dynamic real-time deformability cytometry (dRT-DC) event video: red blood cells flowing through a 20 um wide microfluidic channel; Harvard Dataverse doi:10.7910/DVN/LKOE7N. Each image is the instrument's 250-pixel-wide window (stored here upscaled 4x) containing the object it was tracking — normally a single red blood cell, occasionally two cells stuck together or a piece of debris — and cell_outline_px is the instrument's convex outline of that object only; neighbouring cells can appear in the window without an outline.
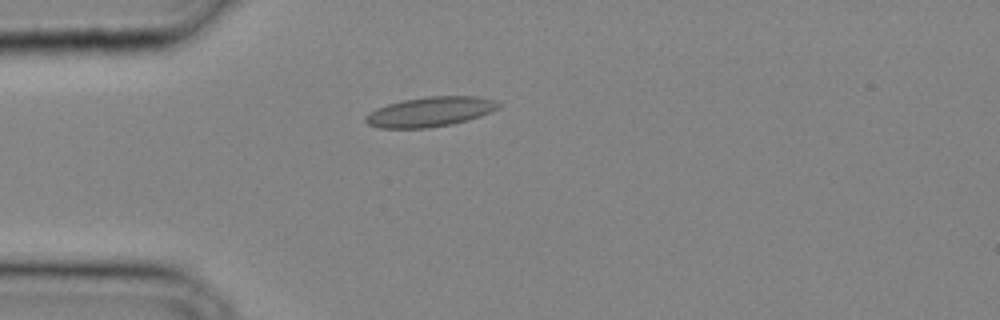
{"species": "common noctule bat (a hibernating species)", "species_latin": "Nyctalus noctula", "temperature_condition": "cold", "stored_images_in_passage": 22, "camera_frame_rate_fps": 3000, "um_per_image_px": 0.085, "animal": {"sex": "male", "body_mass_g": 20.4}, "frame": {"image": 1, "passage_image": 1, "time_ms": 0.0, "image_size_px": [1000, 320], "cell_outline_px": [[500, 108], [492, 112], [468, 120], [452, 124], [428, 128], [380, 128], [368, 124], [364, 120], [364, 116], [376, 108], [388, 104], [404, 100], [428, 96], [476, 96], [496, 100], [500, 104]], "centroid_in_image_um": [36.58, 9.5], "position_along_channel_um": 48.4, "area_um2": 23.18}}
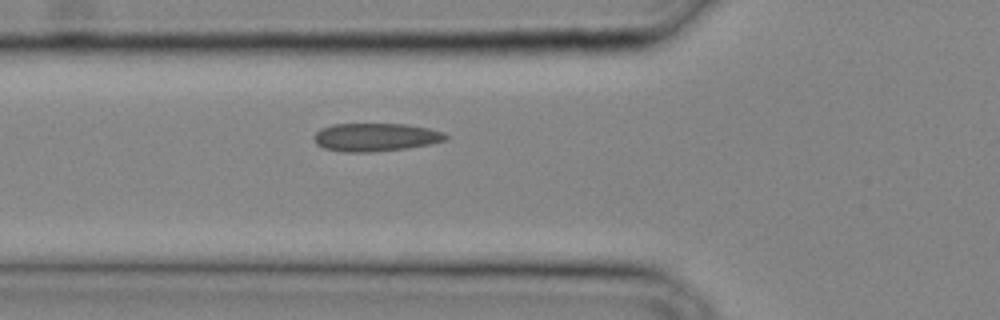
{"frame": {"image": 2, "passage_image": 4, "time_ms": 1.0, "image_size_px": [1000, 320], "cell_outline_px": [[448, 140], [408, 148], [372, 152], [340, 152], [324, 148], [316, 144], [312, 136], [320, 128], [332, 124], [404, 124], [428, 128], [444, 132], [448, 136]], "centroid_in_image_um": [31.89, 11.66], "position_along_channel_um": 93.9, "area_um2": 21.79}}
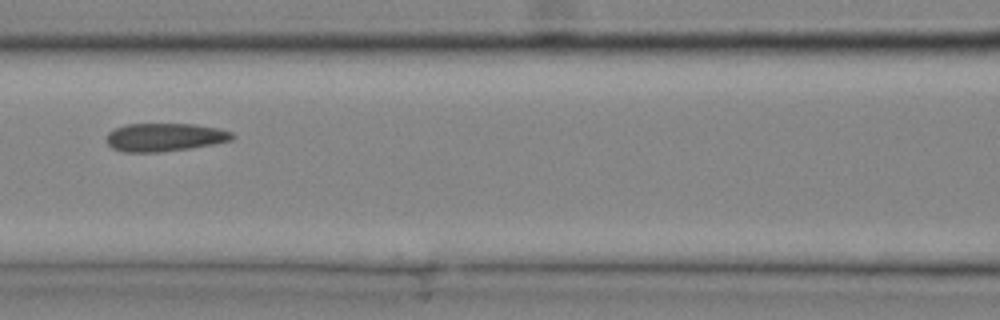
{"frame": {"image": 3, "passage_image": 7, "time_ms": 2.0, "image_size_px": [1000, 320], "cell_outline_px": [[236, 136], [232, 140], [192, 148], [160, 152], [124, 152], [112, 148], [108, 144], [108, 132], [116, 128], [128, 124], [196, 124], [220, 128], [232, 132]], "centroid_in_image_um": [14.05, 11.66], "position_along_channel_um": 152.6, "area_um2": 20.69}}